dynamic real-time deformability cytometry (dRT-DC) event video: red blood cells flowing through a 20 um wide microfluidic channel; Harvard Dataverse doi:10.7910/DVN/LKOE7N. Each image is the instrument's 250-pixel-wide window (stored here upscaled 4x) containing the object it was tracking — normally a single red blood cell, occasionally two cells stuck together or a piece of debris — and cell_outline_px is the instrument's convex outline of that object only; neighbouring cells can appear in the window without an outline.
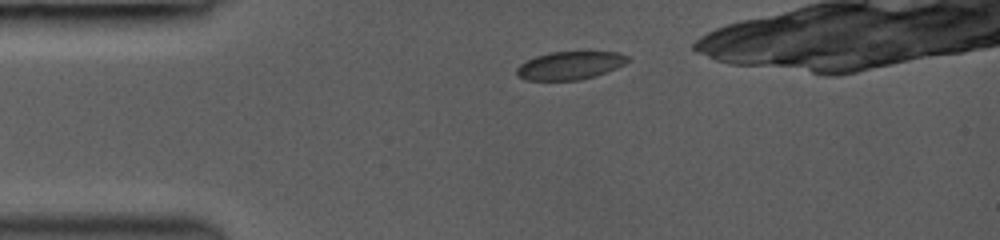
{"species": "common noctule bat (a hibernating species)", "species_latin": "Nyctalus noctula", "temperature_condition": "room temperature", "stored_images_in_passage": 20, "camera_frame_rate_fps": 3000, "um_per_image_px": 0.085, "animal": {"sex": "female", "body_mass_g": 19.0, "forearm_length_mm": 53.3}, "frame": {"image": 1, "passage_image": 1, "time_ms": 0.0, "image_size_px": [1000, 240], "cell_outline_px": [[628, 60], [624, 64], [616, 68], [580, 80], [524, 80], [516, 76], [516, 68], [520, 64], [536, 56], [552, 52], [588, 48], [620, 52], [628, 56]], "centroid_in_image_um": [48.48, 5.5], "position_along_channel_um": 36.5, "area_um2": 18.96}}
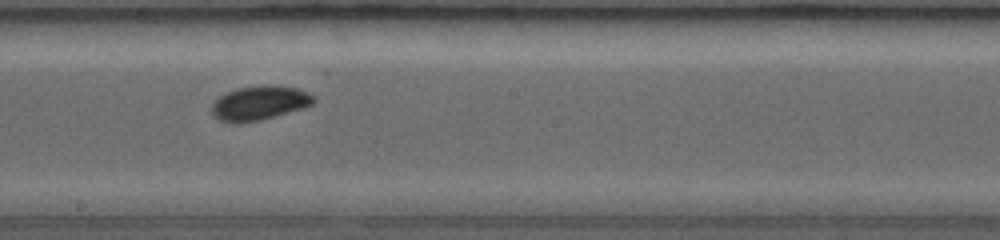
{"frame": {"image": 2, "passage_image": 9, "time_ms": 5.333, "image_size_px": [1000, 240], "cell_outline_px": [[316, 100], [312, 104], [304, 108], [260, 120], [236, 124], [232, 124], [220, 120], [212, 116], [212, 104], [220, 96], [236, 88], [268, 84], [296, 88], [308, 92], [316, 96]], "centroid_in_image_um": [22.06, 8.76], "position_along_channel_um": 226.1, "area_um2": 20.52}}
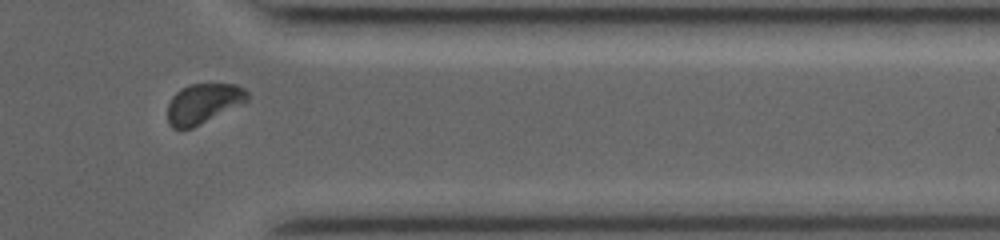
{"frame": {"image": 3, "passage_image": 17, "time_ms": 9.333, "image_size_px": [1000, 240], "cell_outline_px": [[248, 100], [244, 104], [192, 128], [172, 128], [168, 124], [168, 104], [172, 96], [180, 88], [188, 84], [236, 84], [244, 88], [248, 92]], "centroid_in_image_um": [17.29, 8.79], "position_along_channel_um": 394.1, "area_um2": 18.79}}